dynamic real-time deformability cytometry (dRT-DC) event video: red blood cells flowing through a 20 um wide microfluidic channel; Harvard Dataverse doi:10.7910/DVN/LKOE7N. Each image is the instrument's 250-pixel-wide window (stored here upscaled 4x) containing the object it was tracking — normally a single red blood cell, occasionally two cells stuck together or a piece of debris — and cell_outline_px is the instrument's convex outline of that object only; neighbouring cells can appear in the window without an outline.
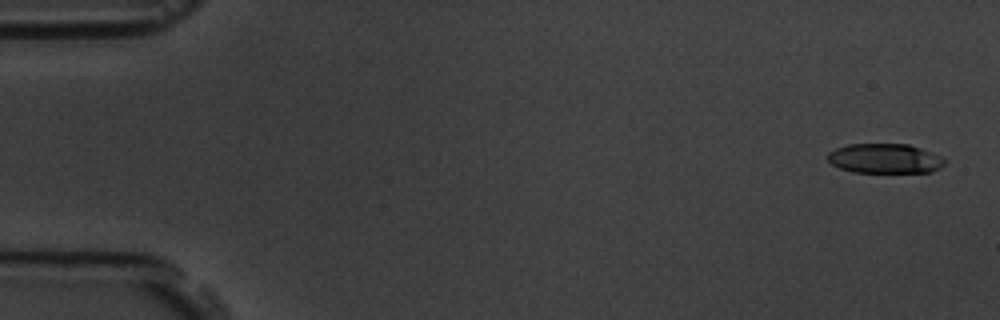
{"species": "common noctule bat (a hibernating species)", "species_latin": "Nyctalus noctula", "temperature_condition": "room temperature", "stored_images_in_passage": 9, "camera_frame_rate_fps": 3000, "um_per_image_px": 0.085, "animal": {"sex": "male", "body_mass_g": 19.5, "forearm_length_mm": 54.6}, "frame": {"image": 1, "passage_image": 1, "time_ms": 0.0, "image_size_px": [1000, 320], "cell_outline_px": [[944, 164], [940, 168], [932, 172], [852, 172], [840, 168], [832, 164], [828, 160], [828, 152], [836, 148], [848, 144], [908, 144], [920, 148], [940, 156], [944, 160]], "centroid_in_image_um": [75.19, 13.47], "position_along_channel_um": 9.8, "area_um2": 20.11}}
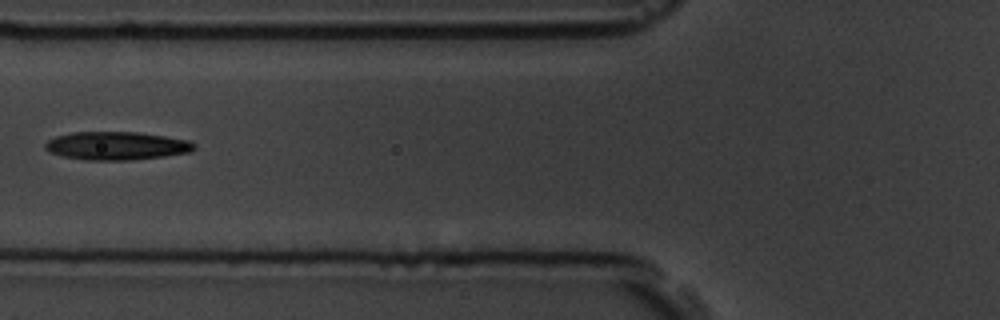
{"frame": {"image": 2, "passage_image": 6, "time_ms": 6.667, "image_size_px": [1000, 320], "cell_outline_px": [[196, 148], [192, 152], [164, 156], [128, 160], [84, 160], [64, 156], [48, 152], [44, 148], [44, 144], [48, 140], [56, 136], [72, 132], [136, 132], [164, 136], [188, 140], [196, 144]], "centroid_in_image_um": [9.9, 12.39], "position_along_channel_um": 115.9, "area_um2": 24.57}}
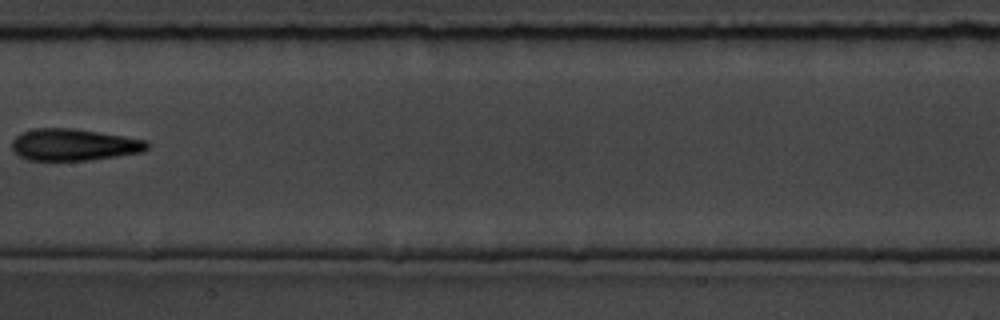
{"frame": {"image": 3, "passage_image": 8, "time_ms": 9.0, "image_size_px": [1000, 320], "cell_outline_px": [[148, 148], [140, 152], [92, 160], [28, 160], [12, 152], [12, 140], [20, 132], [36, 128], [72, 128], [124, 136], [144, 140], [148, 144]], "centroid_in_image_um": [6.21, 12.3], "position_along_channel_um": 201.2, "area_um2": 24.97}}